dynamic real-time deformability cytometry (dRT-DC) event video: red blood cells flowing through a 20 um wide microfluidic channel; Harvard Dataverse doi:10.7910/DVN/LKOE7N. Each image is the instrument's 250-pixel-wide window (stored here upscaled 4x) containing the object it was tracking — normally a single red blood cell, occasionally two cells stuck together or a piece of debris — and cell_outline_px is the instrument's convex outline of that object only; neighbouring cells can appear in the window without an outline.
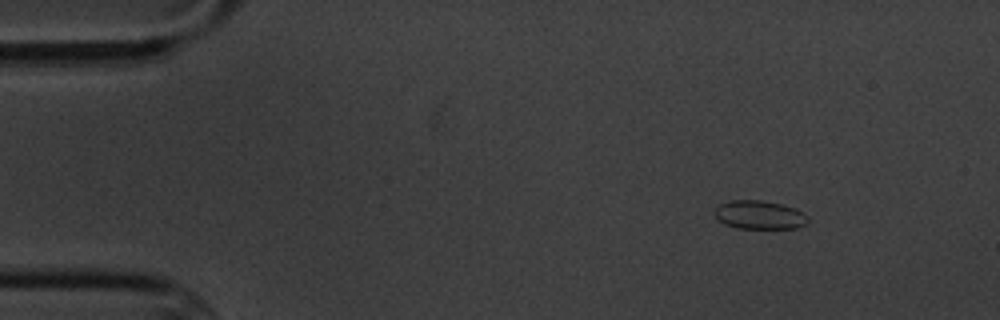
{"species": "common noctule bat (a hibernating species)", "species_latin": "Nyctalus noctula", "temperature_condition": "cold", "stored_images_in_passage": 6, "segment_of_instrument_passage": [1, 2], "camera_frame_rate_fps": 3000, "um_per_image_px": 0.085, "animal": {"sex": "male", "body_mass_g": 20.1, "forearm_length_mm": 53.5}, "frame": {"image": 1, "passage_image": 2, "time_ms": 1.333, "image_size_px": [1000, 320], "cell_outline_px": [[808, 224], [796, 228], [736, 228], [724, 224], [712, 212], [720, 204], [728, 200], [760, 200], [780, 204], [796, 208], [808, 216]], "centroid_in_image_um": [64.56, 18.26], "position_along_channel_um": 20.4, "area_um2": 15.61}}